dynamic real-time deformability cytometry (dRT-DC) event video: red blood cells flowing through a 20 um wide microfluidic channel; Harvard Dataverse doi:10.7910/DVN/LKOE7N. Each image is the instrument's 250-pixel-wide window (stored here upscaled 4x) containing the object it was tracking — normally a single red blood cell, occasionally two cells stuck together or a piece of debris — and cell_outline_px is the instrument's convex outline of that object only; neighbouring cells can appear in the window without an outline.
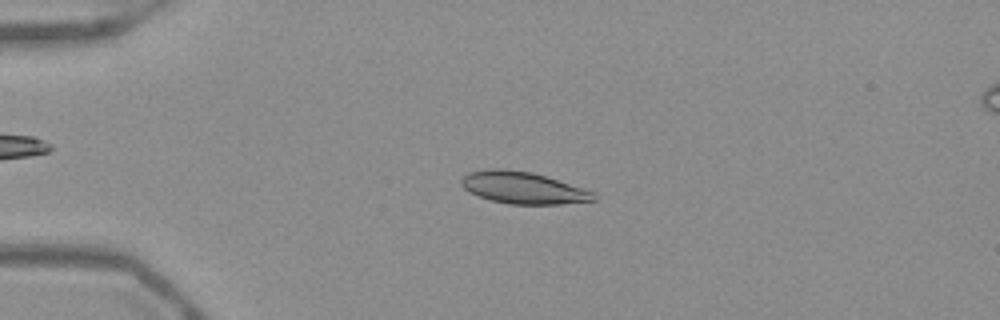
{"species": "Egyptian fruit bat (a non-hibernating species)", "species_latin": "Rousettus aegyptiacus", "temperature_condition": "warm", "stored_images_in_passage": 52, "camera_frame_rate_fps": 3000, "um_per_image_px": 0.085, "frame": {"image": 1, "passage_image": 13, "time_ms": 4.0, "image_size_px": [1000, 320], "cell_outline_px": [[596, 200], [560, 204], [508, 204], [492, 200], [468, 192], [460, 184], [460, 180], [468, 172], [488, 168], [500, 168], [532, 172], [596, 192]], "centroid_in_image_um": [44.44, 15.95], "position_along_channel_um": 40.6, "area_um2": 24.62}}
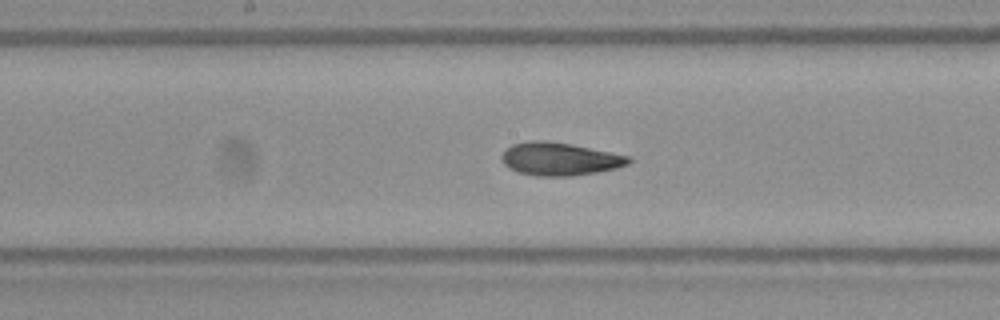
{"frame": {"image": 2, "passage_image": 28, "time_ms": 9.0, "image_size_px": [1000, 320], "cell_outline_px": [[632, 160], [628, 164], [616, 168], [596, 172], [572, 176], [536, 176], [516, 172], [508, 168], [504, 164], [500, 156], [512, 144], [532, 140], [540, 140], [572, 144], [632, 156]], "centroid_in_image_um": [47.58, 13.51], "position_along_channel_um": 200.6, "area_um2": 24.51}}
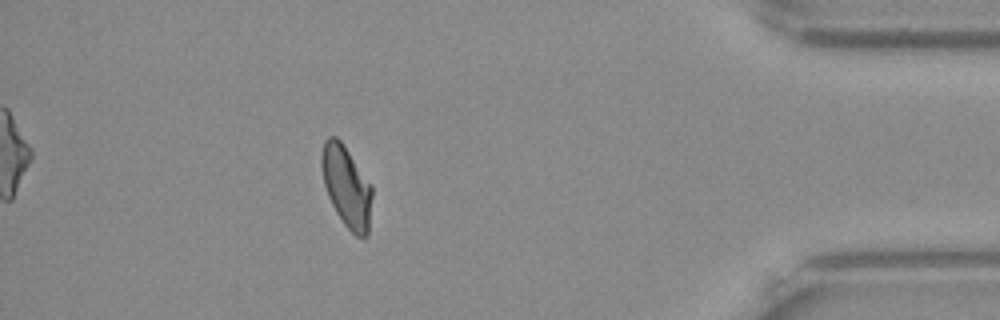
{"frame": {"image": 3, "passage_image": 47, "time_ms": 15.333, "image_size_px": [1000, 320], "cell_outline_px": [[372, 196], [368, 236], [364, 240], [356, 236], [344, 224], [336, 212], [328, 196], [324, 184], [320, 164], [320, 156], [324, 140], [328, 136], [336, 136], [340, 140], [372, 184]], "centroid_in_image_um": [29.46, 15.86], "position_along_channel_um": 405.7, "area_um2": 24.16}, "authors_computed_cell_mechanics": {"area_um2": 24.0737, "velocity_mm_per_s": 3.9166, "shape_relaxation_time_tau1_ms": 5.8216, "shape_relaxation_time_tau2_ms": 2.2202, "deformation_change_tau1": 0.1925, "deformation_change_tau2": 0.0834}}